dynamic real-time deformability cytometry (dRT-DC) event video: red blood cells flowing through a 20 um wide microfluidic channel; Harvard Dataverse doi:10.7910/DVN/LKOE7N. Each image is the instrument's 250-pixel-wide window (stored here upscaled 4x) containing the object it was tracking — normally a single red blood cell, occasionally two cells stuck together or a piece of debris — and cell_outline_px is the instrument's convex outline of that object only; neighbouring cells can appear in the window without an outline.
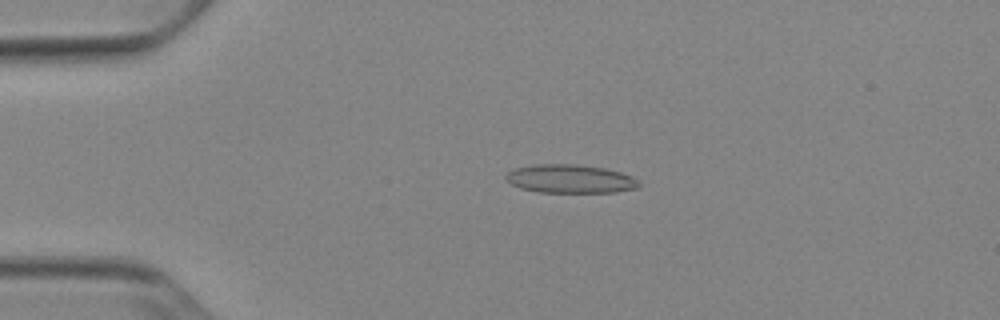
{"species": "Egyptian fruit bat (a non-hibernating species)", "species_latin": "Rousettus aegyptiacus", "temperature_condition": "cold", "stored_images_in_passage": 50, "camera_frame_rate_fps": 3000, "um_per_image_px": 0.085, "animal": {"sex": "female"}, "frame": {"image": 1, "passage_image": 10, "time_ms": 3.0, "image_size_px": [1000, 320], "cell_outline_px": [[640, 184], [636, 188], [616, 192], [540, 192], [520, 188], [512, 184], [504, 176], [508, 172], [516, 168], [536, 164], [572, 164], [604, 168], [620, 172], [632, 176]], "centroid_in_image_um": [48.46, 15.2], "position_along_channel_um": 36.5, "area_um2": 21.85}}
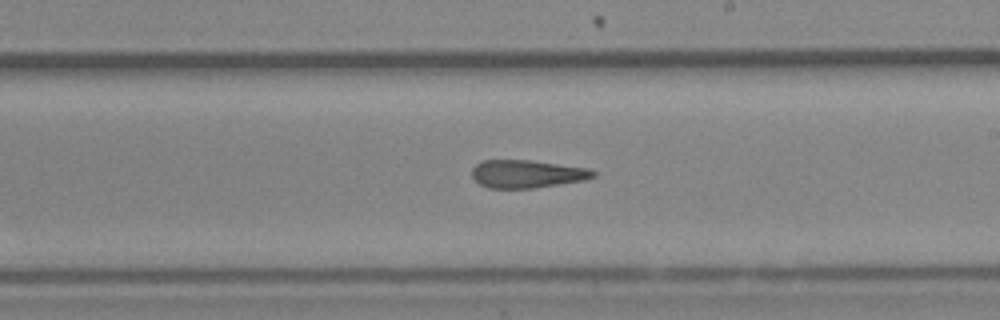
{"frame": {"image": 2, "passage_image": 29, "time_ms": 9.333, "image_size_px": [1000, 320], "cell_outline_px": [[596, 176], [584, 180], [532, 188], [488, 188], [480, 184], [472, 176], [472, 168], [476, 164], [484, 160], [528, 160], [588, 168], [596, 172]], "centroid_in_image_um": [44.78, 14.78], "position_along_channel_um": 244.2, "area_um2": 19.54}}
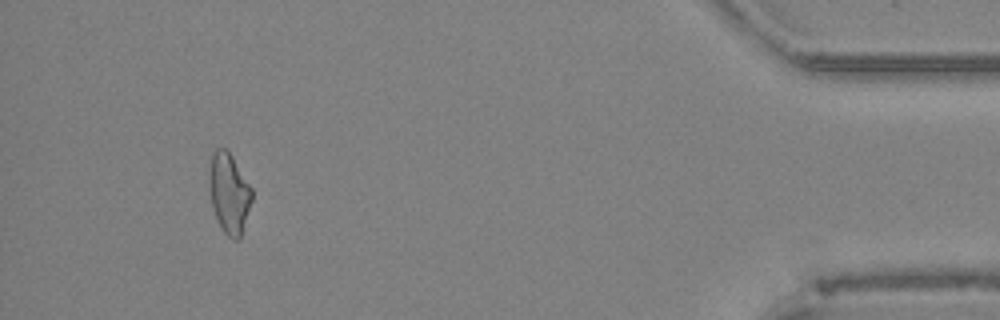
{"frame": {"image": 3, "passage_image": 47, "time_ms": 15.333, "image_size_px": [1000, 320], "cell_outline_px": [[252, 200], [240, 236], [236, 240], [232, 240], [224, 232], [212, 208], [208, 184], [208, 176], [212, 152], [216, 148], [224, 148], [232, 156], [252, 188]], "centroid_in_image_um": [19.45, 16.39], "position_along_channel_um": 415.8, "area_um2": 19.83}, "authors_computed_cell_mechanics": {"area_um2": 20.6924, "velocity_mm_per_s": 3.9028, "shape_relaxation_time_tau1_ms": null, "shape_relaxation_time_tau2_ms": 5.6467, "deformation_change_tau1": null, "deformation_change_tau2": 0.1844}}